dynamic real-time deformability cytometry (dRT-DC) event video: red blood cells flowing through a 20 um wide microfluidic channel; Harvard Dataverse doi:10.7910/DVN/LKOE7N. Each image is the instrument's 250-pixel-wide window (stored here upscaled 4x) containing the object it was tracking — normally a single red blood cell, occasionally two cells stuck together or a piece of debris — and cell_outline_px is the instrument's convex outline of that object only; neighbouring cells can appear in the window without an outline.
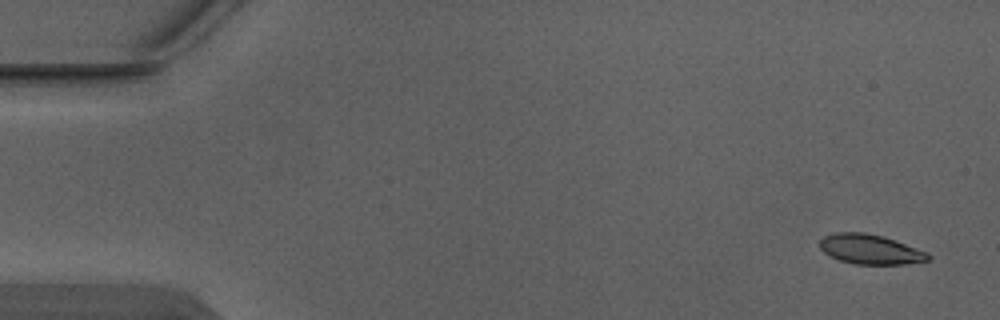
{"species": "Egyptian fruit bat (a non-hibernating species)", "species_latin": "Rousettus aegyptiacus", "temperature_condition": "warm", "stored_images_in_passage": 5, "camera_frame_rate_fps": 3000, "um_per_image_px": 0.085, "animal": {"sex": "male"}, "frame": {"image": 1, "passage_image": 1, "time_ms": 0.0, "image_size_px": [1000, 320], "cell_outline_px": [[932, 256], [928, 260], [904, 264], [856, 264], [840, 260], [828, 256], [820, 248], [820, 240], [824, 236], [836, 232], [864, 232], [884, 236], [928, 252]], "centroid_in_image_um": [73.97, 21.18], "position_along_channel_um": 11.0, "area_um2": 18.84}}